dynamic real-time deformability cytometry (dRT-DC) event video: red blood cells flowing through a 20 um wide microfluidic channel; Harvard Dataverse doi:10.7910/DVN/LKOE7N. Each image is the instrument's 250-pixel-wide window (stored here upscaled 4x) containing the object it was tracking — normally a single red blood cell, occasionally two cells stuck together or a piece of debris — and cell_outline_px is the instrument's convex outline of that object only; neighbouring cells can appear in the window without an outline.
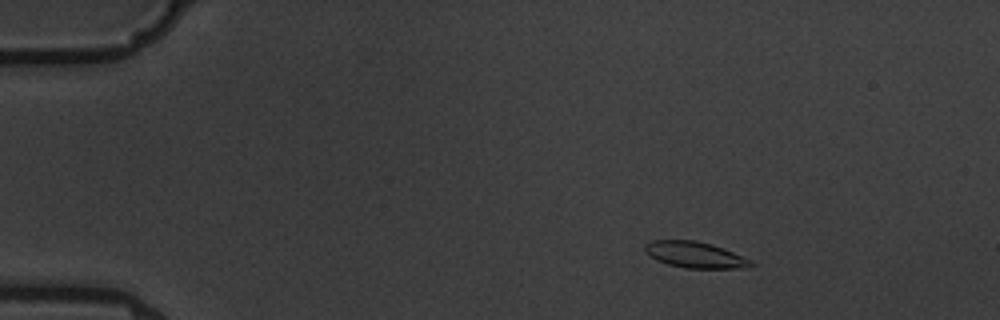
{"species": "common noctule bat (a hibernating species)", "species_latin": "Nyctalus noctula", "temperature_condition": "warm", "stored_images_in_passage": 7, "camera_frame_rate_fps": 3000, "um_per_image_px": 0.085, "animal": {"sex": "male", "body_mass_g": 19.5, "forearm_length_mm": 54.6}, "frame": {"image": 1, "passage_image": 3, "time_ms": 2.333, "image_size_px": [1000, 320], "cell_outline_px": [[756, 264], [748, 268], [684, 268], [668, 264], [656, 260], [648, 256], [644, 252], [644, 244], [652, 240], [696, 240], [712, 244], [724, 248], [752, 260]], "centroid_in_image_um": [59.07, 21.65], "position_along_channel_um": 25.9, "area_um2": 16.47}}
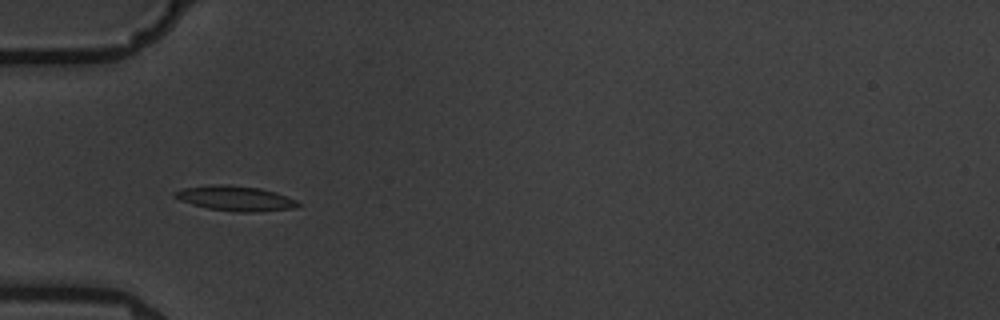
{"frame": {"image": 2, "passage_image": 6, "time_ms": 5.667, "image_size_px": [1000, 320], "cell_outline_px": [[300, 204], [292, 208], [252, 212], [236, 212], [208, 208], [192, 204], [180, 200], [172, 196], [172, 192], [184, 188], [212, 184], [228, 184], [260, 188], [296, 200]], "centroid_in_image_um": [19.92, 16.85], "position_along_channel_um": 65.1, "area_um2": 17.69}}
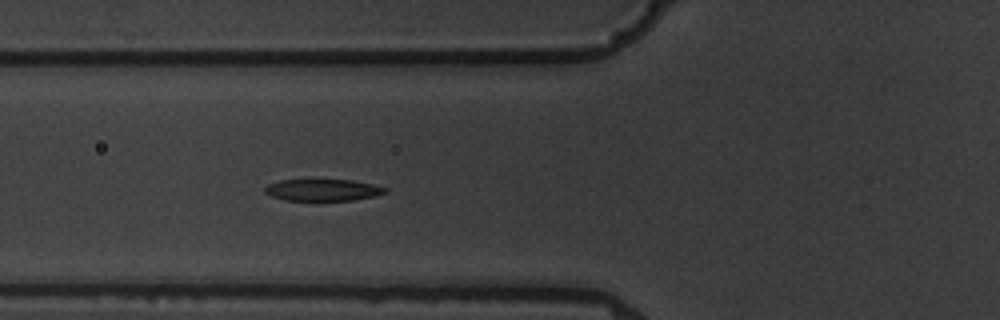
{"frame": {"image": 3, "passage_image": 7, "time_ms": 6.667, "image_size_px": [1000, 320], "cell_outline_px": [[388, 192], [376, 196], [352, 200], [284, 200], [272, 196], [264, 192], [264, 188], [268, 184], [280, 180], [352, 180], [372, 184], [388, 188]], "centroid_in_image_um": [27.46, 16.15], "position_along_channel_um": 98.3, "area_um2": 15.2}}